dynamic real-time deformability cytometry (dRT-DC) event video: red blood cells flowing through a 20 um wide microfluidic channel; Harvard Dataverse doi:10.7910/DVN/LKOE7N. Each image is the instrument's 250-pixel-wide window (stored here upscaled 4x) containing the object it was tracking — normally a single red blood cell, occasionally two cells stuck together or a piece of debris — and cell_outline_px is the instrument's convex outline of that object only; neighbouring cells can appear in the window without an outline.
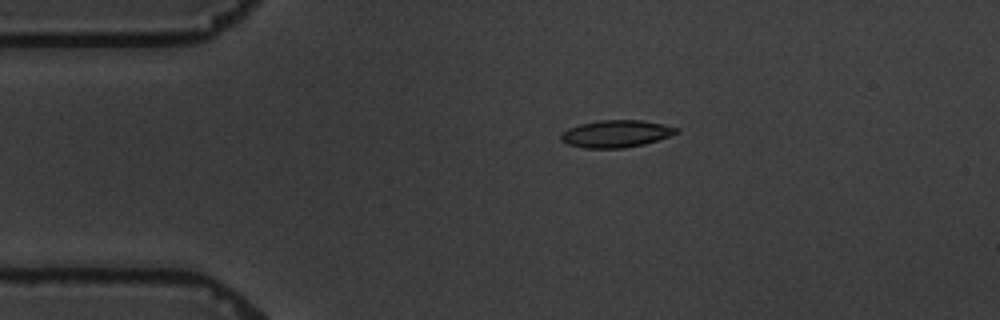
{"species": "common noctule bat (a hibernating species)", "species_latin": "Nyctalus noctula", "temperature_condition": "warm", "stored_images_in_passage": 5, "camera_frame_rate_fps": 3000, "um_per_image_px": 0.085, "animal": {"sex": "male", "body_mass_g": 19.5, "forearm_length_mm": 54.6}, "frame": {"image": 1, "passage_image": 4, "time_ms": 3.333, "image_size_px": [1000, 320], "cell_outline_px": [[680, 132], [644, 144], [624, 148], [584, 148], [568, 144], [560, 140], [560, 136], [568, 128], [580, 124], [600, 120], [640, 120], [664, 124], [680, 128]], "centroid_in_image_um": [52.38, 11.36], "position_along_channel_um": 32.6, "area_um2": 18.26}}